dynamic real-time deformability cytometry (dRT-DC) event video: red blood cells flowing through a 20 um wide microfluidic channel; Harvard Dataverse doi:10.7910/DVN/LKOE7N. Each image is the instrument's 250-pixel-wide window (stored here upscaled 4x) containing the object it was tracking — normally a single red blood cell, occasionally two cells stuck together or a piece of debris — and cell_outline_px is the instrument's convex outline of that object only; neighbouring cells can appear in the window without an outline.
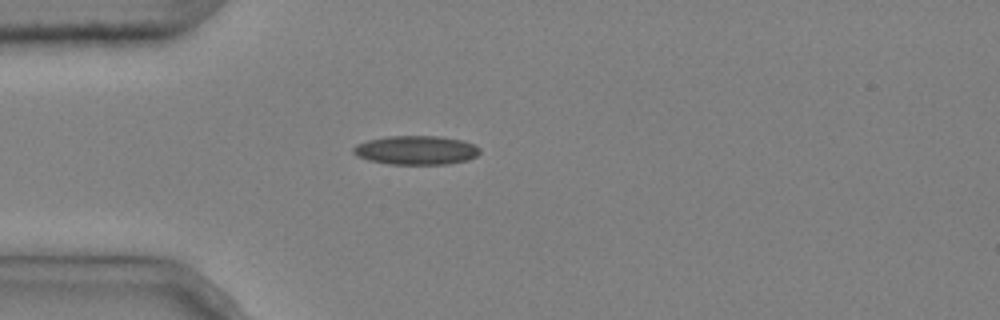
{"species": "common noctule bat (a hibernating species)", "species_latin": "Nyctalus noctula", "temperature_condition": "cold", "stored_images_in_passage": 2, "camera_frame_rate_fps": 3000, "um_per_image_px": 0.085, "animal": {"sex": "male", "body_mass_g": 20.4}, "frame": {"image": 1, "passage_image": 1, "time_ms": 0.0, "image_size_px": [1000, 320], "cell_outline_px": [[480, 152], [476, 156], [468, 160], [444, 164], [388, 164], [368, 160], [356, 156], [352, 152], [352, 148], [356, 144], [368, 140], [388, 136], [440, 136], [464, 140], [476, 144], [480, 148]], "centroid_in_image_um": [35.37, 12.76], "position_along_channel_um": 49.6, "area_um2": 21.56}}